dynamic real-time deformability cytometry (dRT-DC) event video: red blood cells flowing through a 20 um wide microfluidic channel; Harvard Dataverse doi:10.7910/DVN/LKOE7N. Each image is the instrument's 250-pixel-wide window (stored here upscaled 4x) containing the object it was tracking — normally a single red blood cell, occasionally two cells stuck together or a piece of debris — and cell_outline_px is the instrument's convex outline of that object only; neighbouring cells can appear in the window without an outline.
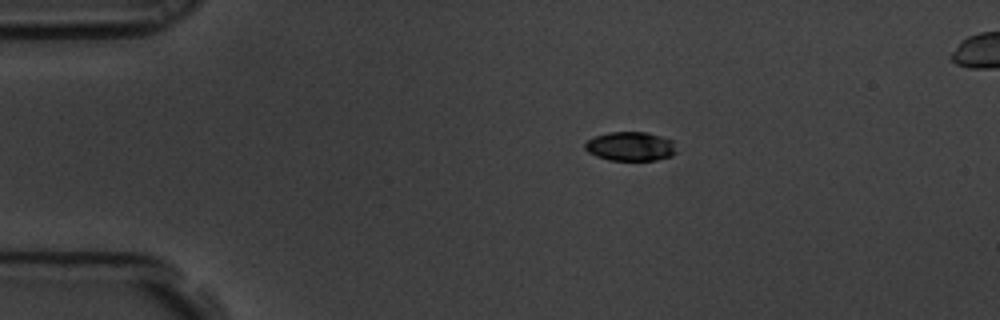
{"species": "common noctule bat (a hibernating species)", "species_latin": "Nyctalus noctula", "temperature_condition": "room temperature", "stored_images_in_passage": 50, "segment_of_instrument_passage": [1, 2], "camera_frame_rate_fps": 3000, "um_per_image_px": 0.085, "animal": {"sex": "male", "body_mass_g": 19.5, "forearm_length_mm": 54.6}, "frame": {"image": 1, "passage_image": 1, "time_ms": 0.0, "image_size_px": [1000, 320], "cell_outline_px": [[676, 152], [672, 156], [656, 160], [608, 160], [596, 156], [588, 152], [584, 148], [584, 144], [592, 136], [608, 132], [644, 132], [660, 136], [672, 140]], "centroid_in_image_um": [53.55, 12.44], "position_along_channel_um": 31.5, "area_um2": 15.55}}
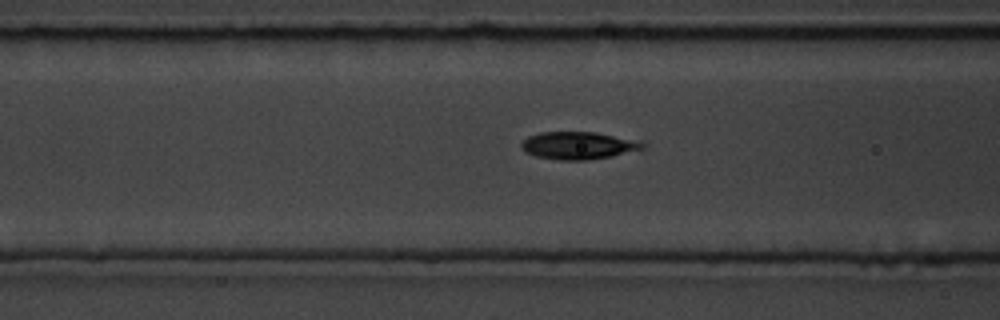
{"frame": {"image": 2, "passage_image": 13, "time_ms": 4.0, "image_size_px": [1000, 320], "cell_outline_px": [[648, 144], [644, 148], [612, 156], [588, 160], [560, 160], [536, 156], [524, 152], [520, 144], [528, 136], [540, 132], [596, 132], [644, 140]], "centroid_in_image_um": [49.23, 12.35], "position_along_channel_um": 117.4, "area_um2": 19.77}}
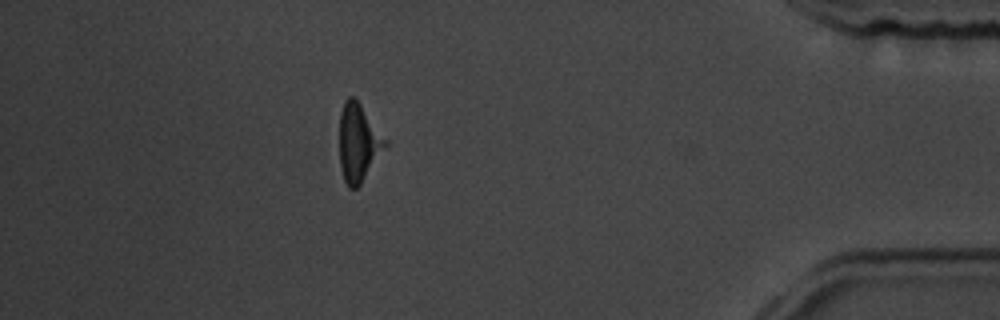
{"frame": {"image": 3, "passage_image": 42, "time_ms": 13.667, "image_size_px": [1000, 320], "cell_outline_px": [[388, 144], [360, 184], [356, 188], [348, 188], [344, 180], [340, 168], [340, 112], [344, 100], [348, 96], [352, 96], [360, 104], [388, 140]], "centroid_in_image_um": [30.46, 12.12], "position_along_channel_um": 404.7, "area_um2": 20.63}}